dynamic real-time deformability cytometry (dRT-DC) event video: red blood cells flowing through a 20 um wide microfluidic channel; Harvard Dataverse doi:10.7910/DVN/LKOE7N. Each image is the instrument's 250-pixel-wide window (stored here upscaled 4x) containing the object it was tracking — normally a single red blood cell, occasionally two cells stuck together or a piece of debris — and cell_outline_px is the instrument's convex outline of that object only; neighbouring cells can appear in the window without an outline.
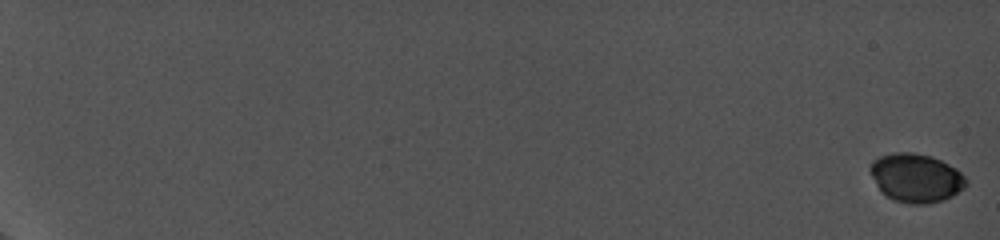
{"species": "common noctule bat (a hibernating species)", "species_latin": "Nyctalus noctula", "temperature_condition": "cold", "stored_images_in_passage": 60, "camera_frame_rate_fps": 5000, "um_per_image_px": 0.085, "animal": {"sex": "female", "body_mass_g": 19.0, "forearm_length_mm": 56.7}, "frame": {"image": 1, "passage_image": 1, "time_ms": 0.0, "image_size_px": [1000, 240], "cell_outline_px": [[968, 184], [964, 188], [952, 196], [944, 200], [928, 204], [908, 204], [892, 200], [884, 196], [880, 192], [872, 176], [872, 160], [880, 156], [892, 152], [912, 152], [932, 156], [956, 168], [968, 180]], "centroid_in_image_um": [77.87, 15.14], "position_along_channel_um": 7.1, "area_um2": 27.46}}
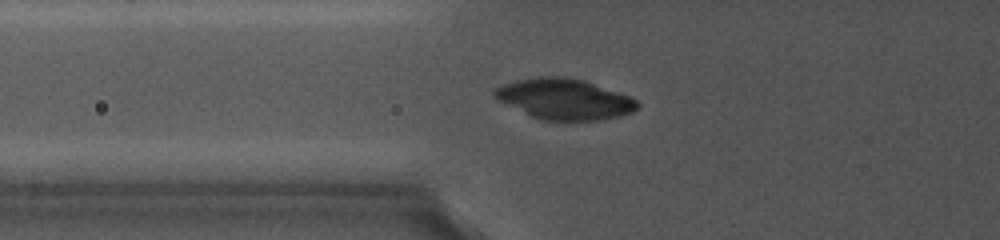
{"frame": {"image": 2, "passage_image": 26, "time_ms": 9.0, "image_size_px": [1000, 240], "cell_outline_px": [[640, 108], [632, 112], [620, 116], [600, 120], [544, 120], [532, 116], [496, 100], [492, 96], [492, 92], [496, 88], [504, 84], [516, 80], [536, 76], [560, 76], [584, 80], [628, 96], [636, 100], [640, 104]], "centroid_in_image_um": [47.95, 8.42], "position_along_channel_um": 77.8, "area_um2": 33.76}}
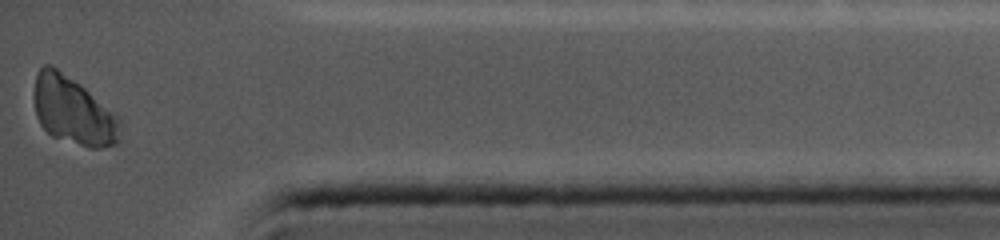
{"frame": {"image": 3, "passage_image": 60, "time_ms": 18.6, "image_size_px": [1000, 240], "cell_outline_px": [[120, 140], [116, 144], [100, 148], [88, 148], [52, 136], [40, 124], [36, 116], [32, 96], [36, 72], [44, 64], [48, 64], [56, 68], [80, 84], [120, 116]], "centroid_in_image_um": [6.21, 9.42], "position_along_channel_um": 429.0, "area_um2": 34.45}}